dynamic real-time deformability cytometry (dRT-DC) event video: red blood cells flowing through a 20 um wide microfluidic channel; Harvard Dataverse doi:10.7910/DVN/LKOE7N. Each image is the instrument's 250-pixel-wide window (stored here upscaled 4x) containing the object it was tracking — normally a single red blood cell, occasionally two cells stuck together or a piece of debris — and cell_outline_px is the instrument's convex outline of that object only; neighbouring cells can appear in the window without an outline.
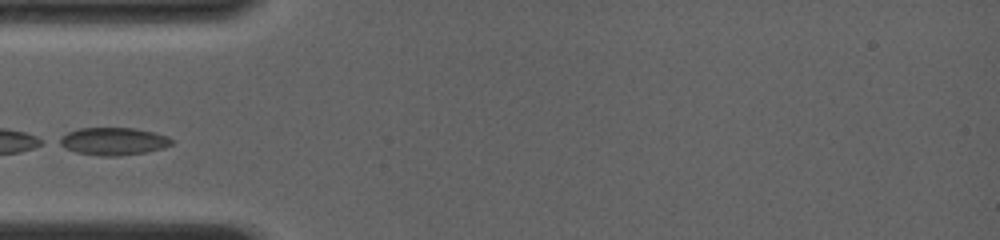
{"species": "common noctule bat (a hibernating species)", "species_latin": "Nyctalus noctula", "temperature_condition": "room temperature", "stored_images_in_passage": 4, "camera_frame_rate_fps": 4000, "um_per_image_px": 0.085, "animal": {"sex": "female", "body_mass_g": 19.0, "forearm_length_mm": 56.7}, "frame": {"image": 1, "passage_image": 1, "time_ms": 0.0, "image_size_px": [1000, 240], "cell_outline_px": [[176, 140], [172, 144], [164, 148], [144, 152], [116, 156], [100, 156], [76, 152], [64, 148], [56, 144], [52, 140], [68, 132], [80, 128], [136, 128], [168, 136]], "centroid_in_image_um": [9.57, 12.01], "position_along_channel_um": 75.4, "area_um2": 18.38}}
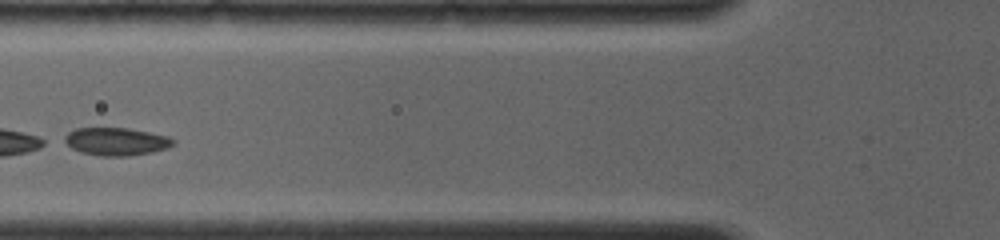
{"frame": {"image": 2, "passage_image": 3, "time_ms": 1.0, "image_size_px": [1000, 240], "cell_outline_px": [[176, 144], [168, 148], [152, 152], [128, 156], [100, 156], [80, 152], [72, 148], [60, 140], [68, 132], [76, 128], [128, 128], [168, 136], [176, 140]], "centroid_in_image_um": [9.87, 12.03], "position_along_channel_um": 115.9, "area_um2": 17.86}}